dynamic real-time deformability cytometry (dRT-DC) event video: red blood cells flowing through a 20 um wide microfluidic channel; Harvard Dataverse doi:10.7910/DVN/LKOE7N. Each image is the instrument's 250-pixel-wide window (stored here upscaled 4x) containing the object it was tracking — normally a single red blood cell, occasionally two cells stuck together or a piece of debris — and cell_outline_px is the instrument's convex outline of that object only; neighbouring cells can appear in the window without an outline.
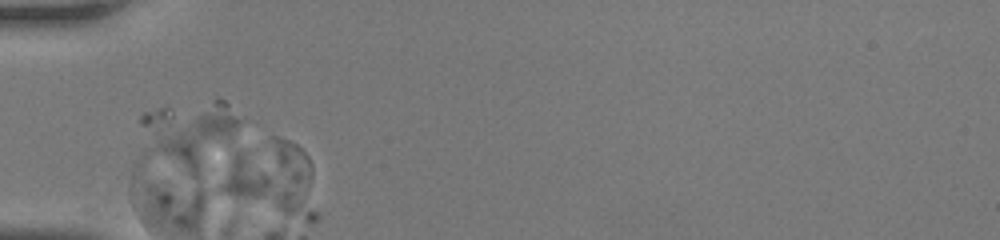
{"species": "human", "species_latin": "Homo sapiens", "temperature_condition": "room temperature", "stored_images_in_passage": 1, "camera_frame_rate_fps": 3000, "um_per_image_px": 0.085, "donor": {"sex": "female"}, "frame": {"image": 1, "passage_image": 1, "time_ms": 0.0, "image_size_px": [1000, 240], "cell_outline_px": [[320, 216], [316, 220], [308, 224], [236, 196], [220, 188], [232, 156], [236, 152], [272, 136], [276, 136], [288, 140], [296, 144], [308, 156], [312, 168]], "centroid_in_image_um": [23.34, 15.18], "position_along_channel_um": 61.7, "area_um2": 40.86}}